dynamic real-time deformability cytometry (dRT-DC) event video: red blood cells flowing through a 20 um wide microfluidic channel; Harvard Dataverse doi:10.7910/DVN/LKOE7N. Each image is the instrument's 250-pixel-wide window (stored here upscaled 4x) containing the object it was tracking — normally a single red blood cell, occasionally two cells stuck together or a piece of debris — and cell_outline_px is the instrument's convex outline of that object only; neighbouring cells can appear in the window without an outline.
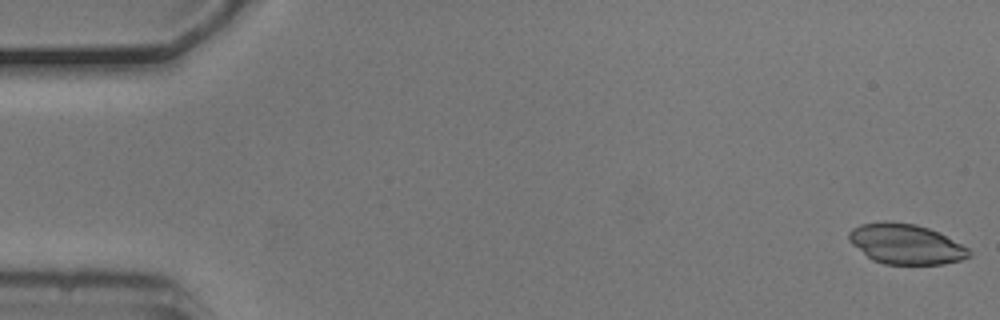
{"species": "common noctule bat (a hibernating species)", "species_latin": "Nyctalus noctula", "temperature_condition": "cold", "stored_images_in_passage": 54, "camera_frame_rate_fps": 3000, "um_per_image_px": 0.085, "animal": {"sex": "male", "body_mass_g": 20.5, "forearm_length_mm": 52.5}, "frame": {"image": 1, "passage_image": 1, "time_ms": 0.0, "image_size_px": [1000, 320], "cell_outline_px": [[972, 256], [960, 260], [944, 264], [884, 264], [872, 260], [852, 244], [848, 240], [848, 232], [852, 228], [860, 224], [880, 220], [892, 220], [916, 224], [940, 232], [968, 248], [972, 252]], "centroid_in_image_um": [76.98, 20.72], "position_along_channel_um": 8.0, "area_um2": 28.55}}
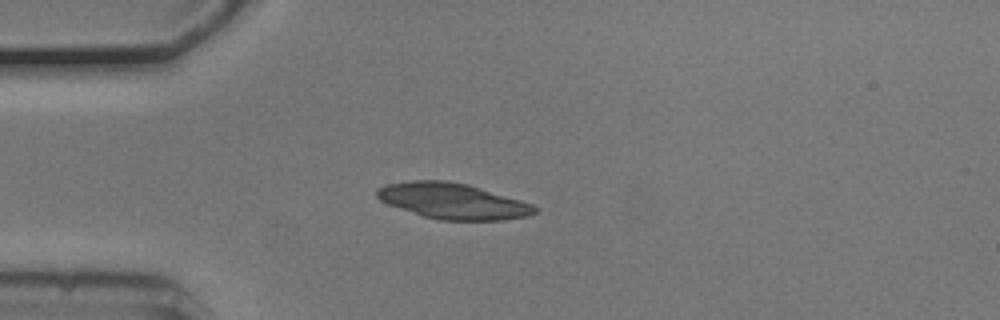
{"frame": {"image": 2, "passage_image": 14, "time_ms": 4.333, "image_size_px": [1000, 320], "cell_outline_px": [[540, 208], [536, 212], [528, 216], [504, 220], [440, 220], [424, 216], [388, 204], [380, 200], [376, 196], [376, 192], [380, 188], [388, 184], [412, 180], [448, 180], [468, 184], [520, 200], [532, 204]], "centroid_in_image_um": [38.52, 17.09], "position_along_channel_um": 46.5, "area_um2": 32.71}}
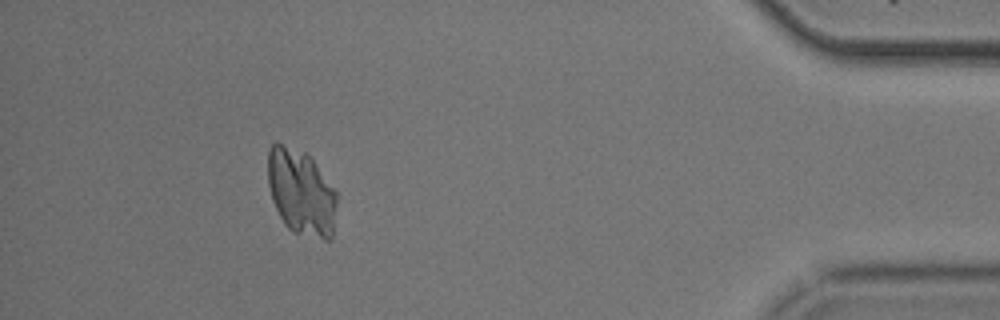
{"frame": {"image": 3, "passage_image": 49, "time_ms": 16.0, "image_size_px": [1000, 320], "cell_outline_px": [[336, 204], [332, 240], [324, 240], [292, 232], [284, 224], [272, 200], [268, 184], [268, 148], [276, 140], [304, 152], [316, 164], [336, 188]], "centroid_in_image_um": [25.6, 16.34], "position_along_channel_um": 409.6, "area_um2": 34.97}}